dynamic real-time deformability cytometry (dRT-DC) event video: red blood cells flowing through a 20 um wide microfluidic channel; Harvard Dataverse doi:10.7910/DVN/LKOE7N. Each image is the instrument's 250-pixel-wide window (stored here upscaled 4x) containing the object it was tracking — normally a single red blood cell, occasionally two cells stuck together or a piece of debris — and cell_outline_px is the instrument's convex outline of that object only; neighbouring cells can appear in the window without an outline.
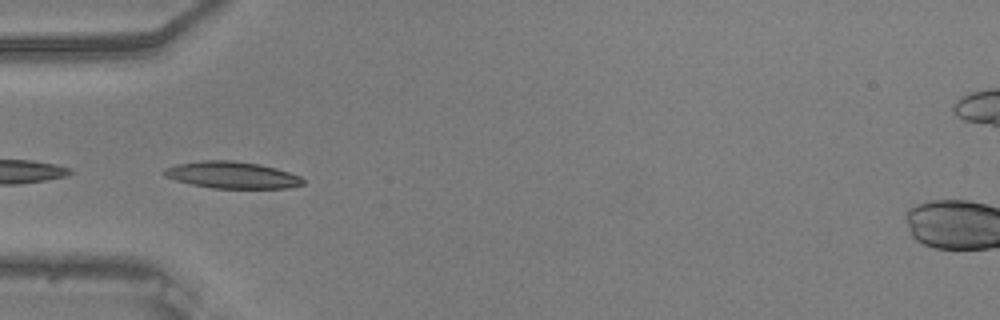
{"species": "common noctule bat (a hibernating species)", "species_latin": "Nyctalus noctula", "temperature_condition": "warm", "stored_images_in_passage": 12, "camera_frame_rate_fps": 3000, "um_per_image_px": 0.085, "animal": {"sex": "male", "body_mass_g": 20.5, "forearm_length_mm": 52.5}, "frame": {"image": 1, "passage_image": 6, "time_ms": 1.667, "image_size_px": [1000, 320], "cell_outline_px": [[304, 184], [288, 188], [212, 188], [192, 184], [176, 180], [164, 176], [160, 172], [164, 168], [176, 164], [204, 160], [232, 160], [260, 164], [276, 168], [300, 176], [304, 180]], "centroid_in_image_um": [19.69, 14.87], "position_along_channel_um": 65.3, "area_um2": 21.73}}